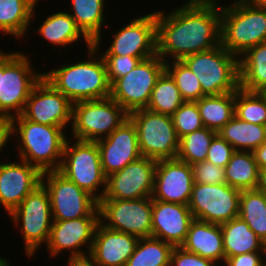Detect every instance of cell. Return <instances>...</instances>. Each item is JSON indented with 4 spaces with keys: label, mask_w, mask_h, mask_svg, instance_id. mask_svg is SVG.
Wrapping results in <instances>:
<instances>
[{
    "label": "cell",
    "mask_w": 266,
    "mask_h": 266,
    "mask_svg": "<svg viewBox=\"0 0 266 266\" xmlns=\"http://www.w3.org/2000/svg\"><path fill=\"white\" fill-rule=\"evenodd\" d=\"M165 71V61L159 56L140 60L125 76L111 85L110 97L128 114L145 109L157 79Z\"/></svg>",
    "instance_id": "30bf717a"
},
{
    "label": "cell",
    "mask_w": 266,
    "mask_h": 266,
    "mask_svg": "<svg viewBox=\"0 0 266 266\" xmlns=\"http://www.w3.org/2000/svg\"><path fill=\"white\" fill-rule=\"evenodd\" d=\"M104 59L108 80L112 85L118 78L128 74L140 60L149 57H131L121 55H101Z\"/></svg>",
    "instance_id": "ab89813d"
},
{
    "label": "cell",
    "mask_w": 266,
    "mask_h": 266,
    "mask_svg": "<svg viewBox=\"0 0 266 266\" xmlns=\"http://www.w3.org/2000/svg\"><path fill=\"white\" fill-rule=\"evenodd\" d=\"M259 170L266 169V141L253 151Z\"/></svg>",
    "instance_id": "7dc6e473"
},
{
    "label": "cell",
    "mask_w": 266,
    "mask_h": 266,
    "mask_svg": "<svg viewBox=\"0 0 266 266\" xmlns=\"http://www.w3.org/2000/svg\"><path fill=\"white\" fill-rule=\"evenodd\" d=\"M241 58L240 88L251 92H266V41L247 50Z\"/></svg>",
    "instance_id": "4316f807"
},
{
    "label": "cell",
    "mask_w": 266,
    "mask_h": 266,
    "mask_svg": "<svg viewBox=\"0 0 266 266\" xmlns=\"http://www.w3.org/2000/svg\"><path fill=\"white\" fill-rule=\"evenodd\" d=\"M216 135V131L206 127L184 135L179 139L177 158L189 165L206 161L209 146Z\"/></svg>",
    "instance_id": "d590c367"
},
{
    "label": "cell",
    "mask_w": 266,
    "mask_h": 266,
    "mask_svg": "<svg viewBox=\"0 0 266 266\" xmlns=\"http://www.w3.org/2000/svg\"><path fill=\"white\" fill-rule=\"evenodd\" d=\"M181 247L186 251L211 259L217 265L220 261V265L225 262L223 234L220 224L194 219L189 226L187 238Z\"/></svg>",
    "instance_id": "cb8c5ba5"
},
{
    "label": "cell",
    "mask_w": 266,
    "mask_h": 266,
    "mask_svg": "<svg viewBox=\"0 0 266 266\" xmlns=\"http://www.w3.org/2000/svg\"><path fill=\"white\" fill-rule=\"evenodd\" d=\"M111 46L102 55L152 57L157 54L156 11L132 19L113 33Z\"/></svg>",
    "instance_id": "ac0fdd59"
},
{
    "label": "cell",
    "mask_w": 266,
    "mask_h": 266,
    "mask_svg": "<svg viewBox=\"0 0 266 266\" xmlns=\"http://www.w3.org/2000/svg\"><path fill=\"white\" fill-rule=\"evenodd\" d=\"M98 207L100 223L106 228L128 233L139 239L151 237L152 197L134 200L101 199Z\"/></svg>",
    "instance_id": "4fadbf2b"
},
{
    "label": "cell",
    "mask_w": 266,
    "mask_h": 266,
    "mask_svg": "<svg viewBox=\"0 0 266 266\" xmlns=\"http://www.w3.org/2000/svg\"><path fill=\"white\" fill-rule=\"evenodd\" d=\"M235 116L246 122L266 125V93L239 87L235 91Z\"/></svg>",
    "instance_id": "8d00e7d4"
},
{
    "label": "cell",
    "mask_w": 266,
    "mask_h": 266,
    "mask_svg": "<svg viewBox=\"0 0 266 266\" xmlns=\"http://www.w3.org/2000/svg\"><path fill=\"white\" fill-rule=\"evenodd\" d=\"M12 136L11 124L9 119H0V151L5 148L9 138Z\"/></svg>",
    "instance_id": "f6af8a7d"
},
{
    "label": "cell",
    "mask_w": 266,
    "mask_h": 266,
    "mask_svg": "<svg viewBox=\"0 0 266 266\" xmlns=\"http://www.w3.org/2000/svg\"><path fill=\"white\" fill-rule=\"evenodd\" d=\"M10 124L12 136L18 133L17 137L21 141V145H17L18 159L37 167L42 173L59 170L65 142L68 140L65 128L39 124L22 115L11 118Z\"/></svg>",
    "instance_id": "3957f363"
},
{
    "label": "cell",
    "mask_w": 266,
    "mask_h": 266,
    "mask_svg": "<svg viewBox=\"0 0 266 266\" xmlns=\"http://www.w3.org/2000/svg\"><path fill=\"white\" fill-rule=\"evenodd\" d=\"M193 181L201 184L226 183L225 168L202 161L192 165Z\"/></svg>",
    "instance_id": "60d3db41"
},
{
    "label": "cell",
    "mask_w": 266,
    "mask_h": 266,
    "mask_svg": "<svg viewBox=\"0 0 266 266\" xmlns=\"http://www.w3.org/2000/svg\"><path fill=\"white\" fill-rule=\"evenodd\" d=\"M72 11L69 13L74 19L77 27L99 50L102 41V28L104 22V2L105 0H72Z\"/></svg>",
    "instance_id": "484cf974"
},
{
    "label": "cell",
    "mask_w": 266,
    "mask_h": 266,
    "mask_svg": "<svg viewBox=\"0 0 266 266\" xmlns=\"http://www.w3.org/2000/svg\"><path fill=\"white\" fill-rule=\"evenodd\" d=\"M41 184L49 194L53 220L85 217L98 206L93 196L58 170L43 172Z\"/></svg>",
    "instance_id": "5bb4252c"
},
{
    "label": "cell",
    "mask_w": 266,
    "mask_h": 266,
    "mask_svg": "<svg viewBox=\"0 0 266 266\" xmlns=\"http://www.w3.org/2000/svg\"><path fill=\"white\" fill-rule=\"evenodd\" d=\"M156 12L157 55L165 62L221 44V6L217 0H188L169 14Z\"/></svg>",
    "instance_id": "6da1fadb"
},
{
    "label": "cell",
    "mask_w": 266,
    "mask_h": 266,
    "mask_svg": "<svg viewBox=\"0 0 266 266\" xmlns=\"http://www.w3.org/2000/svg\"><path fill=\"white\" fill-rule=\"evenodd\" d=\"M9 216L17 225L19 222L22 224L20 231L28 257H32L41 244L48 243L53 217L50 197L42 184L28 194Z\"/></svg>",
    "instance_id": "8fae6325"
},
{
    "label": "cell",
    "mask_w": 266,
    "mask_h": 266,
    "mask_svg": "<svg viewBox=\"0 0 266 266\" xmlns=\"http://www.w3.org/2000/svg\"><path fill=\"white\" fill-rule=\"evenodd\" d=\"M42 172L28 162L0 163V204L10 214L41 185Z\"/></svg>",
    "instance_id": "44dd1931"
},
{
    "label": "cell",
    "mask_w": 266,
    "mask_h": 266,
    "mask_svg": "<svg viewBox=\"0 0 266 266\" xmlns=\"http://www.w3.org/2000/svg\"><path fill=\"white\" fill-rule=\"evenodd\" d=\"M170 266H216V263L211 259L186 251L180 246L173 248Z\"/></svg>",
    "instance_id": "7bdbcfd3"
},
{
    "label": "cell",
    "mask_w": 266,
    "mask_h": 266,
    "mask_svg": "<svg viewBox=\"0 0 266 266\" xmlns=\"http://www.w3.org/2000/svg\"><path fill=\"white\" fill-rule=\"evenodd\" d=\"M195 102L204 127L216 132L235 116V92L204 96Z\"/></svg>",
    "instance_id": "4dcf8cb0"
},
{
    "label": "cell",
    "mask_w": 266,
    "mask_h": 266,
    "mask_svg": "<svg viewBox=\"0 0 266 266\" xmlns=\"http://www.w3.org/2000/svg\"><path fill=\"white\" fill-rule=\"evenodd\" d=\"M234 152V148L217 134L209 146L206 161L225 168Z\"/></svg>",
    "instance_id": "b9f144b4"
},
{
    "label": "cell",
    "mask_w": 266,
    "mask_h": 266,
    "mask_svg": "<svg viewBox=\"0 0 266 266\" xmlns=\"http://www.w3.org/2000/svg\"><path fill=\"white\" fill-rule=\"evenodd\" d=\"M226 183L240 191L257 189L259 168L251 151H235L225 167Z\"/></svg>",
    "instance_id": "1f68e13d"
},
{
    "label": "cell",
    "mask_w": 266,
    "mask_h": 266,
    "mask_svg": "<svg viewBox=\"0 0 266 266\" xmlns=\"http://www.w3.org/2000/svg\"><path fill=\"white\" fill-rule=\"evenodd\" d=\"M240 195L227 183H194L188 206L194 219L222 224L239 216Z\"/></svg>",
    "instance_id": "7c38bea8"
},
{
    "label": "cell",
    "mask_w": 266,
    "mask_h": 266,
    "mask_svg": "<svg viewBox=\"0 0 266 266\" xmlns=\"http://www.w3.org/2000/svg\"><path fill=\"white\" fill-rule=\"evenodd\" d=\"M87 50L88 60L62 65L43 73V77L73 104L110 97L111 84L104 59L101 54L98 55L100 57L95 56L98 50L93 45Z\"/></svg>",
    "instance_id": "7a4b0ae2"
},
{
    "label": "cell",
    "mask_w": 266,
    "mask_h": 266,
    "mask_svg": "<svg viewBox=\"0 0 266 266\" xmlns=\"http://www.w3.org/2000/svg\"><path fill=\"white\" fill-rule=\"evenodd\" d=\"M239 217L261 241H266V194L264 192L258 189L241 191Z\"/></svg>",
    "instance_id": "d6a6232c"
},
{
    "label": "cell",
    "mask_w": 266,
    "mask_h": 266,
    "mask_svg": "<svg viewBox=\"0 0 266 266\" xmlns=\"http://www.w3.org/2000/svg\"><path fill=\"white\" fill-rule=\"evenodd\" d=\"M100 223V212L97 206L88 216L78 219L53 220L47 249L51 257L58 256L64 250H71L70 256L90 254L97 225ZM88 243V244H86ZM87 246V253L81 246Z\"/></svg>",
    "instance_id": "e0dca14e"
},
{
    "label": "cell",
    "mask_w": 266,
    "mask_h": 266,
    "mask_svg": "<svg viewBox=\"0 0 266 266\" xmlns=\"http://www.w3.org/2000/svg\"><path fill=\"white\" fill-rule=\"evenodd\" d=\"M258 190L266 194V169L259 170Z\"/></svg>",
    "instance_id": "c3c4849f"
},
{
    "label": "cell",
    "mask_w": 266,
    "mask_h": 266,
    "mask_svg": "<svg viewBox=\"0 0 266 266\" xmlns=\"http://www.w3.org/2000/svg\"><path fill=\"white\" fill-rule=\"evenodd\" d=\"M262 255L263 251H256L227 257L224 264L226 266H263Z\"/></svg>",
    "instance_id": "ee69618b"
},
{
    "label": "cell",
    "mask_w": 266,
    "mask_h": 266,
    "mask_svg": "<svg viewBox=\"0 0 266 266\" xmlns=\"http://www.w3.org/2000/svg\"><path fill=\"white\" fill-rule=\"evenodd\" d=\"M165 62V71L174 80L184 101L195 102L204 97L200 81L182 60Z\"/></svg>",
    "instance_id": "74e56055"
},
{
    "label": "cell",
    "mask_w": 266,
    "mask_h": 266,
    "mask_svg": "<svg viewBox=\"0 0 266 266\" xmlns=\"http://www.w3.org/2000/svg\"><path fill=\"white\" fill-rule=\"evenodd\" d=\"M221 45L241 57L247 50L266 41V10L256 3L234 1L221 6Z\"/></svg>",
    "instance_id": "277c9868"
},
{
    "label": "cell",
    "mask_w": 266,
    "mask_h": 266,
    "mask_svg": "<svg viewBox=\"0 0 266 266\" xmlns=\"http://www.w3.org/2000/svg\"><path fill=\"white\" fill-rule=\"evenodd\" d=\"M244 3H256L258 0H237Z\"/></svg>",
    "instance_id": "f5cc1de1"
},
{
    "label": "cell",
    "mask_w": 266,
    "mask_h": 266,
    "mask_svg": "<svg viewBox=\"0 0 266 266\" xmlns=\"http://www.w3.org/2000/svg\"><path fill=\"white\" fill-rule=\"evenodd\" d=\"M68 259L69 262L67 266H98L90 254L82 256H69Z\"/></svg>",
    "instance_id": "bcb514c9"
},
{
    "label": "cell",
    "mask_w": 266,
    "mask_h": 266,
    "mask_svg": "<svg viewBox=\"0 0 266 266\" xmlns=\"http://www.w3.org/2000/svg\"><path fill=\"white\" fill-rule=\"evenodd\" d=\"M194 220L188 205L152 200L151 237L173 247H180L187 238L189 226Z\"/></svg>",
    "instance_id": "7402d4cb"
},
{
    "label": "cell",
    "mask_w": 266,
    "mask_h": 266,
    "mask_svg": "<svg viewBox=\"0 0 266 266\" xmlns=\"http://www.w3.org/2000/svg\"><path fill=\"white\" fill-rule=\"evenodd\" d=\"M171 118L179 139L204 127L196 102L185 101Z\"/></svg>",
    "instance_id": "f35d334b"
},
{
    "label": "cell",
    "mask_w": 266,
    "mask_h": 266,
    "mask_svg": "<svg viewBox=\"0 0 266 266\" xmlns=\"http://www.w3.org/2000/svg\"><path fill=\"white\" fill-rule=\"evenodd\" d=\"M139 238L97 225L90 255L98 266H126Z\"/></svg>",
    "instance_id": "603a6c76"
},
{
    "label": "cell",
    "mask_w": 266,
    "mask_h": 266,
    "mask_svg": "<svg viewBox=\"0 0 266 266\" xmlns=\"http://www.w3.org/2000/svg\"><path fill=\"white\" fill-rule=\"evenodd\" d=\"M263 255H265V257H266V241L263 242ZM263 263H266L265 258H263Z\"/></svg>",
    "instance_id": "816d5d0a"
},
{
    "label": "cell",
    "mask_w": 266,
    "mask_h": 266,
    "mask_svg": "<svg viewBox=\"0 0 266 266\" xmlns=\"http://www.w3.org/2000/svg\"><path fill=\"white\" fill-rule=\"evenodd\" d=\"M73 103L42 77L33 87L22 116L30 121L67 128L72 121Z\"/></svg>",
    "instance_id": "2e32d148"
},
{
    "label": "cell",
    "mask_w": 266,
    "mask_h": 266,
    "mask_svg": "<svg viewBox=\"0 0 266 266\" xmlns=\"http://www.w3.org/2000/svg\"><path fill=\"white\" fill-rule=\"evenodd\" d=\"M126 119L128 113L111 97L79 101L72 106V137L96 142L108 137Z\"/></svg>",
    "instance_id": "52a82bcc"
},
{
    "label": "cell",
    "mask_w": 266,
    "mask_h": 266,
    "mask_svg": "<svg viewBox=\"0 0 266 266\" xmlns=\"http://www.w3.org/2000/svg\"><path fill=\"white\" fill-rule=\"evenodd\" d=\"M157 161L147 157L107 176L102 199L134 200L152 197Z\"/></svg>",
    "instance_id": "9a60e30c"
},
{
    "label": "cell",
    "mask_w": 266,
    "mask_h": 266,
    "mask_svg": "<svg viewBox=\"0 0 266 266\" xmlns=\"http://www.w3.org/2000/svg\"><path fill=\"white\" fill-rule=\"evenodd\" d=\"M0 266H10L8 259L0 257Z\"/></svg>",
    "instance_id": "f907efd6"
},
{
    "label": "cell",
    "mask_w": 266,
    "mask_h": 266,
    "mask_svg": "<svg viewBox=\"0 0 266 266\" xmlns=\"http://www.w3.org/2000/svg\"><path fill=\"white\" fill-rule=\"evenodd\" d=\"M221 44L188 55L182 61L200 81L205 96L235 92L240 87L239 59Z\"/></svg>",
    "instance_id": "8992f818"
},
{
    "label": "cell",
    "mask_w": 266,
    "mask_h": 266,
    "mask_svg": "<svg viewBox=\"0 0 266 266\" xmlns=\"http://www.w3.org/2000/svg\"><path fill=\"white\" fill-rule=\"evenodd\" d=\"M32 68L22 52L0 50V119L22 114L33 87L43 77Z\"/></svg>",
    "instance_id": "5b68a950"
},
{
    "label": "cell",
    "mask_w": 266,
    "mask_h": 266,
    "mask_svg": "<svg viewBox=\"0 0 266 266\" xmlns=\"http://www.w3.org/2000/svg\"><path fill=\"white\" fill-rule=\"evenodd\" d=\"M42 38L51 42L52 45L66 46L78 41L82 36L87 48L93 43L77 27L74 19L68 12L59 11L48 16L37 30Z\"/></svg>",
    "instance_id": "f546056e"
},
{
    "label": "cell",
    "mask_w": 266,
    "mask_h": 266,
    "mask_svg": "<svg viewBox=\"0 0 266 266\" xmlns=\"http://www.w3.org/2000/svg\"><path fill=\"white\" fill-rule=\"evenodd\" d=\"M184 102L174 80L164 71L156 81L146 109L172 116Z\"/></svg>",
    "instance_id": "e575fe53"
},
{
    "label": "cell",
    "mask_w": 266,
    "mask_h": 266,
    "mask_svg": "<svg viewBox=\"0 0 266 266\" xmlns=\"http://www.w3.org/2000/svg\"><path fill=\"white\" fill-rule=\"evenodd\" d=\"M256 4L263 10H266V0H258Z\"/></svg>",
    "instance_id": "681fc988"
},
{
    "label": "cell",
    "mask_w": 266,
    "mask_h": 266,
    "mask_svg": "<svg viewBox=\"0 0 266 266\" xmlns=\"http://www.w3.org/2000/svg\"><path fill=\"white\" fill-rule=\"evenodd\" d=\"M39 0H0V30L15 38H23ZM35 7V9H34Z\"/></svg>",
    "instance_id": "83f0119b"
},
{
    "label": "cell",
    "mask_w": 266,
    "mask_h": 266,
    "mask_svg": "<svg viewBox=\"0 0 266 266\" xmlns=\"http://www.w3.org/2000/svg\"><path fill=\"white\" fill-rule=\"evenodd\" d=\"M217 134L235 151L253 152L266 141V125L246 122L234 116Z\"/></svg>",
    "instance_id": "f1b7e54d"
},
{
    "label": "cell",
    "mask_w": 266,
    "mask_h": 266,
    "mask_svg": "<svg viewBox=\"0 0 266 266\" xmlns=\"http://www.w3.org/2000/svg\"><path fill=\"white\" fill-rule=\"evenodd\" d=\"M135 125L142 157L154 159L177 158L179 138L169 115L139 109L128 114Z\"/></svg>",
    "instance_id": "9c48e42d"
},
{
    "label": "cell",
    "mask_w": 266,
    "mask_h": 266,
    "mask_svg": "<svg viewBox=\"0 0 266 266\" xmlns=\"http://www.w3.org/2000/svg\"><path fill=\"white\" fill-rule=\"evenodd\" d=\"M193 184L192 165L178 158L158 160L152 200L189 205Z\"/></svg>",
    "instance_id": "d6986e66"
},
{
    "label": "cell",
    "mask_w": 266,
    "mask_h": 266,
    "mask_svg": "<svg viewBox=\"0 0 266 266\" xmlns=\"http://www.w3.org/2000/svg\"><path fill=\"white\" fill-rule=\"evenodd\" d=\"M71 144L66 140L58 171L100 201L105 193L107 176L101 167L97 143L77 140ZM99 187L102 191L96 194Z\"/></svg>",
    "instance_id": "ba28073f"
},
{
    "label": "cell",
    "mask_w": 266,
    "mask_h": 266,
    "mask_svg": "<svg viewBox=\"0 0 266 266\" xmlns=\"http://www.w3.org/2000/svg\"><path fill=\"white\" fill-rule=\"evenodd\" d=\"M106 176L142 157L135 125L128 118L108 137L96 141Z\"/></svg>",
    "instance_id": "ffe728a7"
},
{
    "label": "cell",
    "mask_w": 266,
    "mask_h": 266,
    "mask_svg": "<svg viewBox=\"0 0 266 266\" xmlns=\"http://www.w3.org/2000/svg\"><path fill=\"white\" fill-rule=\"evenodd\" d=\"M173 248L154 237L140 238L126 266H170Z\"/></svg>",
    "instance_id": "836d02e7"
},
{
    "label": "cell",
    "mask_w": 266,
    "mask_h": 266,
    "mask_svg": "<svg viewBox=\"0 0 266 266\" xmlns=\"http://www.w3.org/2000/svg\"><path fill=\"white\" fill-rule=\"evenodd\" d=\"M220 226L223 234L225 258L263 251V241L239 216L220 224Z\"/></svg>",
    "instance_id": "d4e9b609"
}]
</instances>
